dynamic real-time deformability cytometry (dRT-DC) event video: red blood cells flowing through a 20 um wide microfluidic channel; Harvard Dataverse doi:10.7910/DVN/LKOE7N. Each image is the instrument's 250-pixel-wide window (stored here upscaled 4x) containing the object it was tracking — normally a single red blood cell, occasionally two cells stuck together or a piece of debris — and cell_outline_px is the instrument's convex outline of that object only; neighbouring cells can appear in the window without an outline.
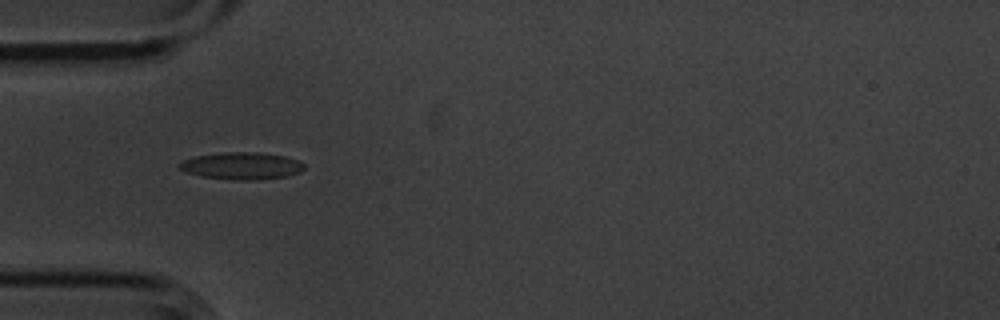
{"species": "common noctule bat (a hibernating species)", "species_latin": "Nyctalus noctula", "temperature_condition": "cold", "stored_images_in_passage": 3, "camera_frame_rate_fps": 3000, "um_per_image_px": 0.085, "animal": {"sex": "male", "body_mass_g": 20.1, "forearm_length_mm": 53.5}, "frame": {"image": 1, "passage_image": 2, "time_ms": 0.333, "image_size_px": [1000, 320], "cell_outline_px": [[304, 168], [300, 172], [288, 176], [252, 180], [236, 180], [200, 176], [184, 172], [176, 164], [184, 160], [196, 156], [220, 152], [256, 152], [284, 156], [300, 160], [304, 164]], "centroid_in_image_um": [20.53, 14.09], "position_along_channel_um": 64.5, "area_um2": 19.83}}
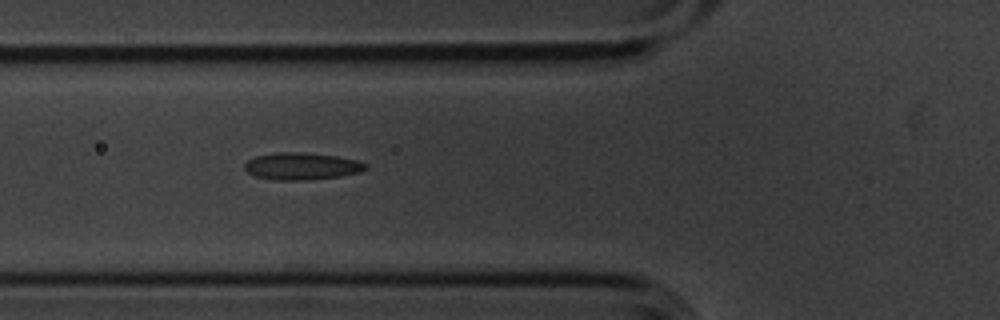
{"frame": {"image": 2, "passage_image": 3, "time_ms": 0.667, "image_size_px": [1000, 320], "cell_outline_px": [[368, 168], [360, 172], [340, 176], [312, 180], [276, 180], [256, 176], [248, 172], [244, 168], [244, 164], [248, 160], [256, 156], [276, 152], [300, 152], [336, 156], [356, 160], [368, 164]], "centroid_in_image_um": [25.66, 14.13], "position_along_channel_um": 100.1, "area_um2": 19.13}}